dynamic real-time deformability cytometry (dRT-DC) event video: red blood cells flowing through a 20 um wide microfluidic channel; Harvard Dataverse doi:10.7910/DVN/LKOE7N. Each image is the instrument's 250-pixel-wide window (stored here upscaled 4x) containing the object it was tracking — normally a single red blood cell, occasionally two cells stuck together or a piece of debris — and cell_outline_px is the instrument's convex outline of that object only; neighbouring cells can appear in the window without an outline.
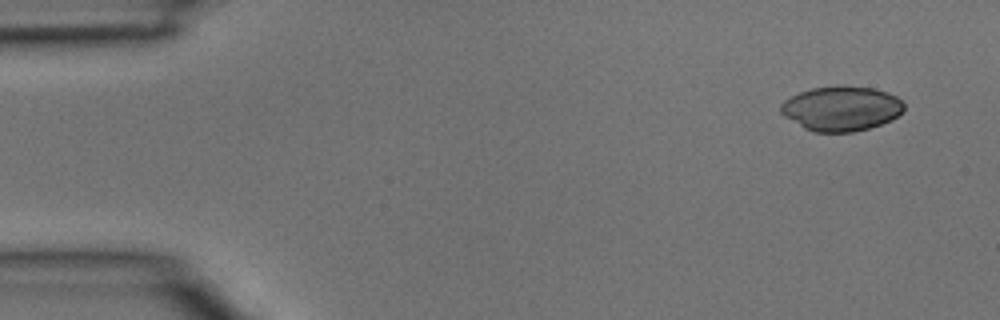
{"species": "common noctule bat (a hibernating species)", "species_latin": "Nyctalus noctula", "temperature_condition": "room temperature", "stored_images_in_passage": 3, "camera_frame_rate_fps": 3000, "um_per_image_px": 0.085, "animal": {"sex": "male", "body_mass_g": 15.6}, "frame": {"image": 1, "passage_image": 1, "time_ms": 0.0, "image_size_px": [1000, 320], "cell_outline_px": [[904, 108], [892, 120], [868, 128], [852, 132], [812, 132], [804, 128], [784, 116], [780, 112], [780, 104], [784, 100], [800, 92], [812, 88], [872, 88], [888, 92], [896, 96], [904, 104]], "centroid_in_image_um": [71.49, 9.26], "position_along_channel_um": 13.5, "area_um2": 31.39}}